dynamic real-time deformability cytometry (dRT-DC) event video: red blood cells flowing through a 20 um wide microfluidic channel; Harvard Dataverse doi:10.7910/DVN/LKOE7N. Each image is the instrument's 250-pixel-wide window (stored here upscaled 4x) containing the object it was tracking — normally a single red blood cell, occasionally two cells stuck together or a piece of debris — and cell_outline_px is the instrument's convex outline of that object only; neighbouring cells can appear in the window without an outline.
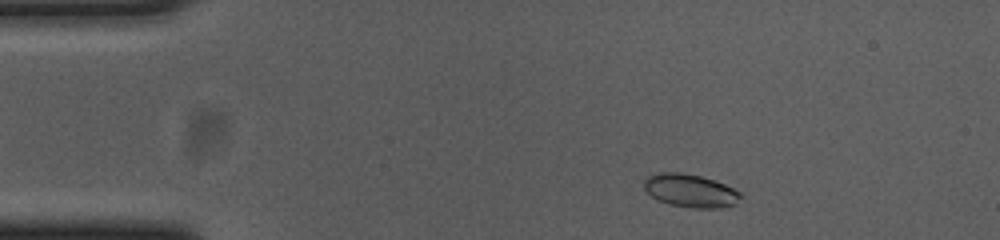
{"species": "common noctule bat (a hibernating species)", "species_latin": "Nyctalus noctula", "temperature_condition": "cold", "stored_images_in_passage": 51, "camera_frame_rate_fps": 3000, "um_per_image_px": 0.085, "animal": {"sex": "female", "body_mass_g": 23.0, "forearm_length_mm": 53.4}, "frame": {"image": 1, "passage_image": 3, "time_ms": 0.667, "image_size_px": [1000, 240], "cell_outline_px": [[740, 196], [732, 204], [720, 208], [692, 208], [672, 204], [660, 200], [652, 196], [644, 188], [644, 180], [648, 176], [660, 172], [680, 172], [700, 176], [724, 184], [740, 192]], "centroid_in_image_um": [58.64, 16.19], "position_along_channel_um": 26.4, "area_um2": 18.15}}
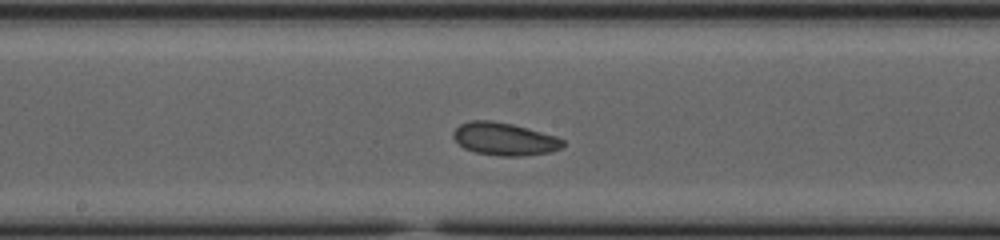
{"frame": {"image": 2, "passage_image": 24, "time_ms": 7.667, "image_size_px": [1000, 240], "cell_outline_px": [[564, 144], [560, 148], [552, 152], [524, 156], [500, 156], [476, 152], [464, 148], [452, 136], [452, 132], [460, 124], [472, 120], [492, 120], [512, 124], [556, 136], [564, 140]], "centroid_in_image_um": [42.88, 11.81], "position_along_channel_um": 205.3, "area_um2": 20.87}}
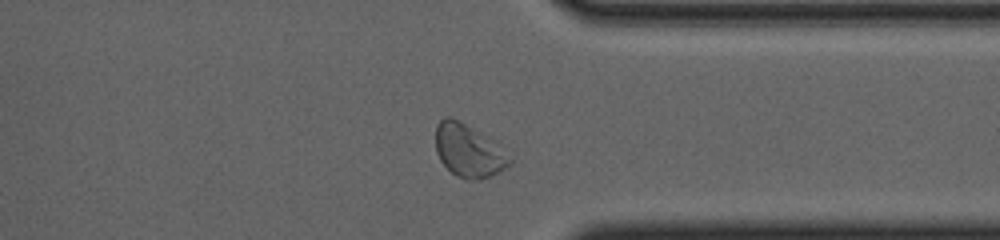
{"frame": {"image": 3, "passage_image": 38, "time_ms": 12.333, "image_size_px": [1000, 240], "cell_outline_px": [[512, 164], [480, 180], [456, 176], [440, 160], [436, 152], [436, 124], [444, 116], [452, 116], [488, 136], [512, 160]], "centroid_in_image_um": [39.79, 12.76], "position_along_channel_um": 371.6, "area_um2": 22.48}, "authors_computed_cell_mechanics": {"area_um2": 20.6346, "velocity_mm_per_s": 3.6139, "shape_relaxation_time_tau1_ms": 2.7158, "shape_relaxation_time_tau2_ms": 3.5158, "deformation_change_tau1": 0.0775, "deformation_change_tau2": 0.0875}}